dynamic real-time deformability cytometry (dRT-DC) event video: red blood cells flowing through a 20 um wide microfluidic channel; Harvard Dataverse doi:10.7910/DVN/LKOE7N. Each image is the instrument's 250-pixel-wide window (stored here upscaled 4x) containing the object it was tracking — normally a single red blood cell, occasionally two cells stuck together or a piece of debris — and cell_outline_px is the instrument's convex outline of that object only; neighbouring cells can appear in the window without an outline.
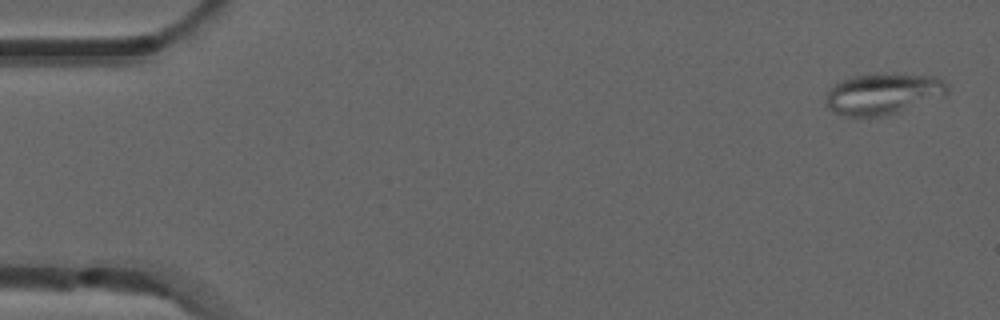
{"species": "common noctule bat (a hibernating species)", "species_latin": "Nyctalus noctula", "temperature_condition": "room temperature", "stored_images_in_passage": 8, "camera_frame_rate_fps": 3000, "um_per_image_px": 0.085, "animal": {"sex": "male", "forearm_length_mm": 52.5}, "frame": {"image": 1, "passage_image": 1, "time_ms": 0.0, "image_size_px": [1000, 320], "cell_outline_px": [[948, 96], [896, 112], [880, 116], [844, 116], [832, 112], [824, 104], [824, 100], [828, 92], [836, 84], [852, 76], [884, 72], [932, 76], [944, 80], [948, 84]], "centroid_in_image_um": [75.09, 7.96], "position_along_channel_um": 9.9, "area_um2": 29.54}}
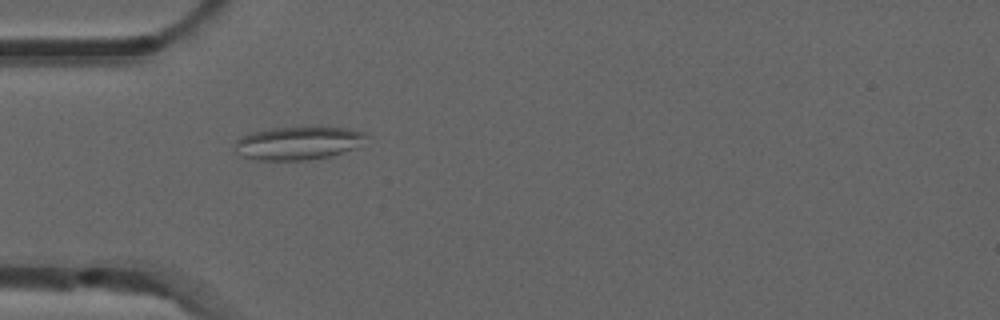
{"frame": {"image": 2, "passage_image": 5, "time_ms": 1.333, "image_size_px": [1000, 320], "cell_outline_px": [[364, 136], [356, 148], [328, 156], [308, 160], [260, 160], [240, 156], [236, 152], [236, 140], [252, 132], [272, 128], [344, 128], [364, 132]], "centroid_in_image_um": [25.27, 12.18], "position_along_channel_um": 59.7, "area_um2": 24.68}}
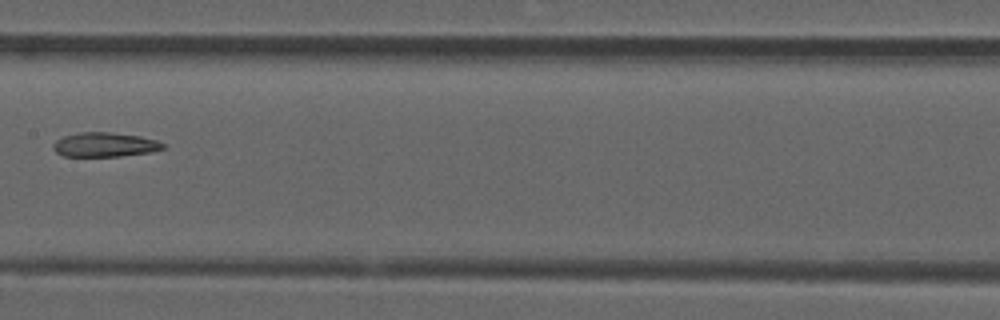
{"frame": {"image": 3, "passage_image": 8, "time_ms": 2.333, "image_size_px": [1000, 320], "cell_outline_px": [[164, 148], [152, 152], [120, 156], [64, 156], [56, 152], [52, 148], [52, 144], [56, 140], [64, 136], [80, 132], [108, 132], [140, 136], [156, 140], [164, 144]], "centroid_in_image_um": [8.89, 12.3], "position_along_channel_um": 198.5, "area_um2": 15.55}}